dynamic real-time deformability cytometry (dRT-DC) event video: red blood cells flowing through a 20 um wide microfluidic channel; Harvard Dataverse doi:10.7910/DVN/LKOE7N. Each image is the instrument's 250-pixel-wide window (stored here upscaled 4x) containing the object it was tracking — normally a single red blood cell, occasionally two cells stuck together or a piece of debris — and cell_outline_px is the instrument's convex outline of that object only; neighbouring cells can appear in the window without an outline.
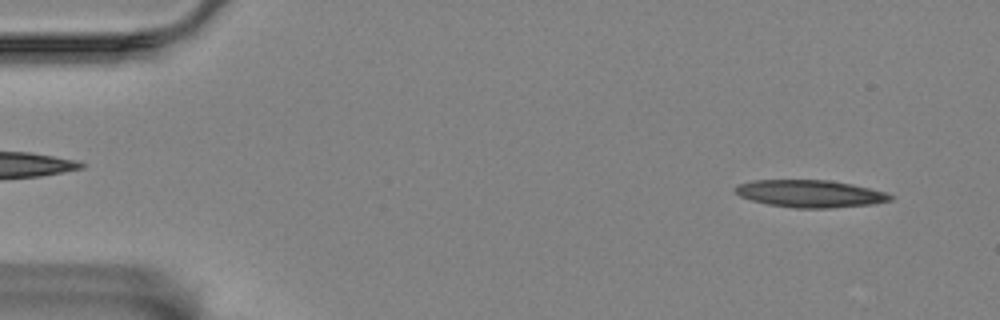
{"species": "Egyptian fruit bat (a non-hibernating species)", "species_latin": "Rousettus aegyptiacus", "temperature_condition": "room temperature", "stored_images_in_passage": 56, "camera_frame_rate_fps": 3000, "um_per_image_px": 0.085, "animal": {"sex": "female"}, "frame": {"image": 1, "passage_image": 3, "time_ms": 0.667, "image_size_px": [1000, 320], "cell_outline_px": [[892, 200], [876, 204], [832, 208], [796, 208], [768, 204], [752, 200], [740, 196], [732, 188], [736, 184], [752, 180], [828, 180], [852, 184], [884, 192], [892, 196]], "centroid_in_image_um": [68.83, 16.46], "position_along_channel_um": 16.2, "area_um2": 24.74}}
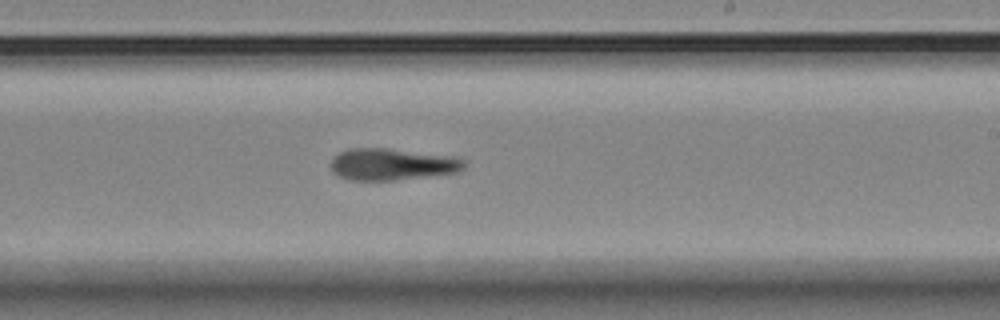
{"frame": {"image": 2, "passage_image": 33, "time_ms": 10.667, "image_size_px": [1000, 320], "cell_outline_px": [[464, 168], [456, 172], [392, 180], [352, 180], [340, 176], [332, 168], [332, 160], [340, 152], [352, 148], [388, 148], [456, 156], [464, 160]], "centroid_in_image_um": [33.37, 13.95], "position_along_channel_um": 255.6, "area_um2": 24.28}}
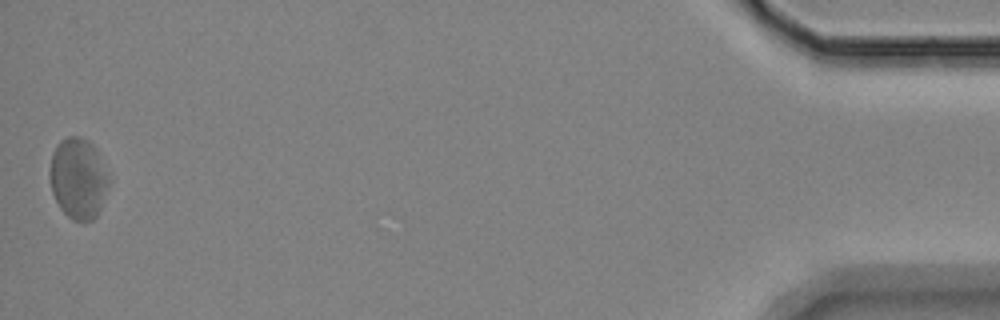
{"frame": {"image": 3, "passage_image": 56, "time_ms": 18.333, "image_size_px": [1000, 320], "cell_outline_px": [[112, 180], [100, 208], [96, 216], [92, 220], [84, 224], [72, 220], [60, 208], [52, 192], [52, 156], [60, 140], [68, 136], [80, 136], [88, 140], [96, 148]], "centroid_in_image_um": [6.72, 15.19], "position_along_channel_um": 428.5, "area_um2": 27.86}, "authors_computed_cell_mechanics": {"area_um2": 25.2586, "velocity_mm_per_s": 3.4117, "shape_relaxation_time_tau1_ms": null, "shape_relaxation_time_tau2_ms": 8.8157, "deformation_change_tau1": null, "deformation_change_tau2": 0.1901}}